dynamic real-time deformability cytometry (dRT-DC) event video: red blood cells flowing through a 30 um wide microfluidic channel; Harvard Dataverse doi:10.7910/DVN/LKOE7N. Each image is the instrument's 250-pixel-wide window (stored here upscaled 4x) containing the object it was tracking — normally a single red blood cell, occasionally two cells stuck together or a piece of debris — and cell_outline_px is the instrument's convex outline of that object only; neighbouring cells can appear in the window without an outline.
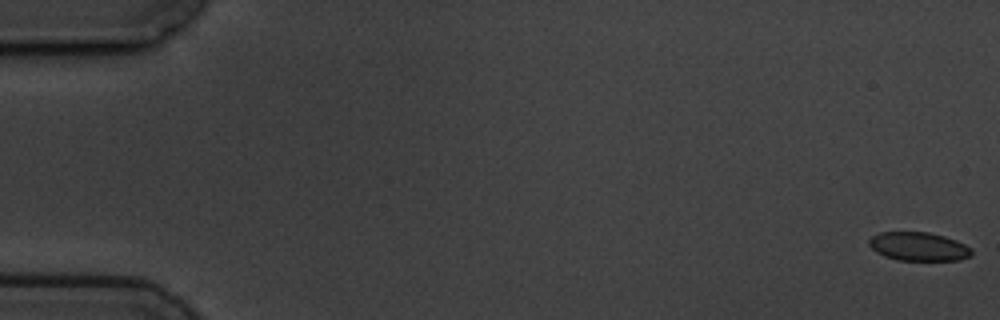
{"species": "common noctule bat (a hibernating species)", "species_latin": "Nyctalus noctula", "temperature_condition": "cold", "stored_images_in_passage": 6, "camera_frame_rate_fps": 3000, "um_per_image_px": 0.085, "animal": {"sex": "male", "body_mass_g": 19.5, "forearm_length_mm": 54.6}, "frame": {"image": 1, "passage_image": 1, "time_ms": 0.0, "image_size_px": [1000, 320], "cell_outline_px": [[972, 256], [960, 260], [896, 260], [884, 256], [876, 252], [868, 244], [868, 240], [872, 236], [880, 232], [928, 232], [944, 236], [956, 240], [972, 248]], "centroid_in_image_um": [78.08, 20.96], "position_along_channel_um": 6.9, "area_um2": 17.22}}
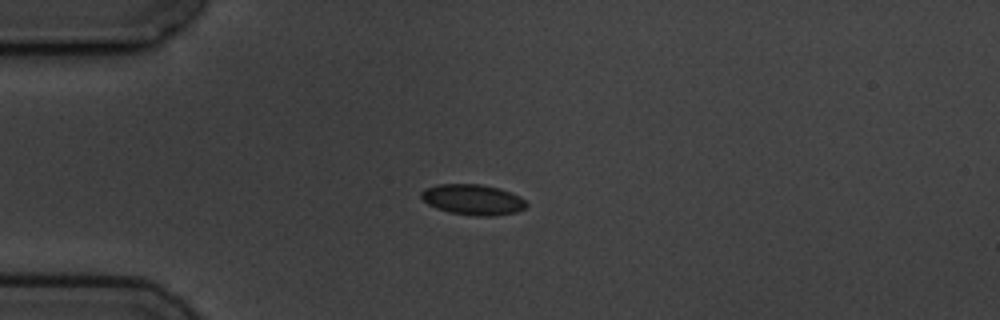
{"frame": {"image": 2, "passage_image": 5, "time_ms": 4.667, "image_size_px": [1000, 320], "cell_outline_px": [[528, 204], [524, 208], [516, 212], [492, 216], [476, 216], [448, 212], [436, 208], [428, 204], [420, 196], [420, 192], [424, 188], [436, 184], [480, 184], [500, 188], [520, 196]], "centroid_in_image_um": [40.17, 16.96], "position_along_channel_um": 44.8, "area_um2": 18.84}}